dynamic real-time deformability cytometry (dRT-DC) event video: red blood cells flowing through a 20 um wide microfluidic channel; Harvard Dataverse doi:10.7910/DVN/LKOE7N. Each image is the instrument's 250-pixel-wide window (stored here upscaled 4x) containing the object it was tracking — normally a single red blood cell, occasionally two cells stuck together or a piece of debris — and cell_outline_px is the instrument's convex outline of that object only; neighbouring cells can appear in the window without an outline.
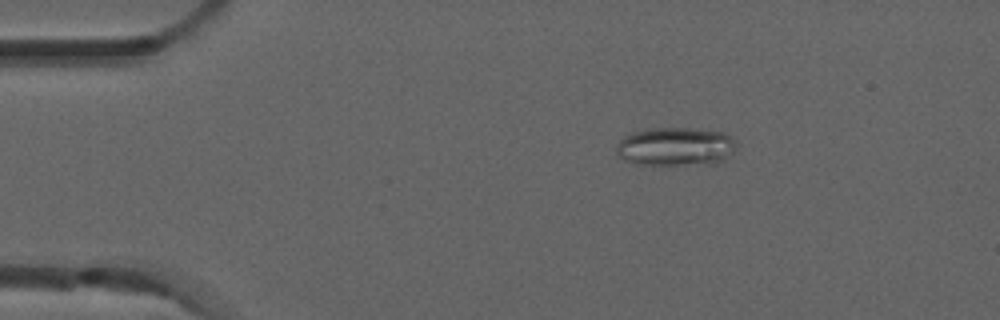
{"species": "common noctule bat (a hibernating species)", "species_latin": "Nyctalus noctula", "temperature_condition": "room temperature", "stored_images_in_passage": 8, "camera_frame_rate_fps": 3000, "um_per_image_px": 0.085, "animal": {"sex": "male", "forearm_length_mm": 52.5}, "frame": {"image": 1, "passage_image": 2, "time_ms": 0.333, "image_size_px": [1000, 320], "cell_outline_px": [[736, 144], [724, 160], [716, 164], [636, 164], [624, 160], [616, 152], [616, 148], [620, 140], [624, 136], [632, 132], [652, 128], [692, 128], [724, 132], [736, 140]], "centroid_in_image_um": [57.42, 12.45], "position_along_channel_um": 27.6, "area_um2": 26.88}}
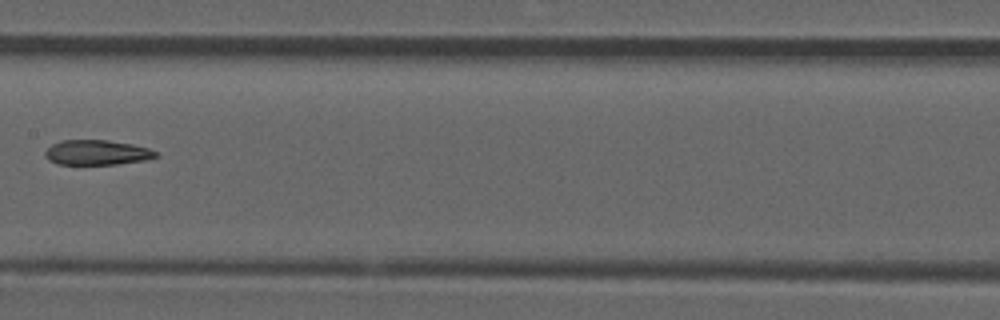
{"frame": {"image": 2, "passage_image": 7, "time_ms": 2.0, "image_size_px": [1000, 320], "cell_outline_px": [[160, 156], [148, 160], [116, 164], [56, 164], [48, 160], [44, 156], [44, 152], [52, 144], [60, 140], [108, 140], [132, 144], [148, 148], [156, 152]], "centroid_in_image_um": [8.23, 12.96], "position_along_channel_um": 199.2, "area_um2": 16.24}}
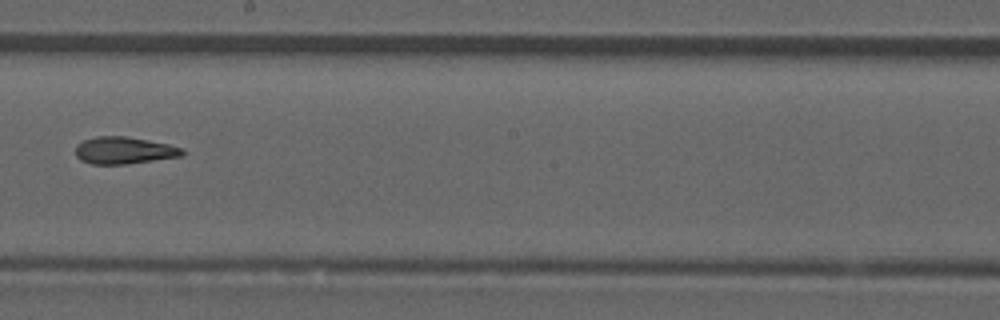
{"frame": {"image": 3, "passage_image": 8, "time_ms": 2.333, "image_size_px": [1000, 320], "cell_outline_px": [[184, 156], [124, 164], [92, 164], [80, 160], [76, 156], [76, 144], [84, 140], [96, 136], [124, 136], [168, 144], [180, 148], [184, 152]], "centroid_in_image_um": [10.51, 12.79], "position_along_channel_um": 237.7, "area_um2": 16.7}}